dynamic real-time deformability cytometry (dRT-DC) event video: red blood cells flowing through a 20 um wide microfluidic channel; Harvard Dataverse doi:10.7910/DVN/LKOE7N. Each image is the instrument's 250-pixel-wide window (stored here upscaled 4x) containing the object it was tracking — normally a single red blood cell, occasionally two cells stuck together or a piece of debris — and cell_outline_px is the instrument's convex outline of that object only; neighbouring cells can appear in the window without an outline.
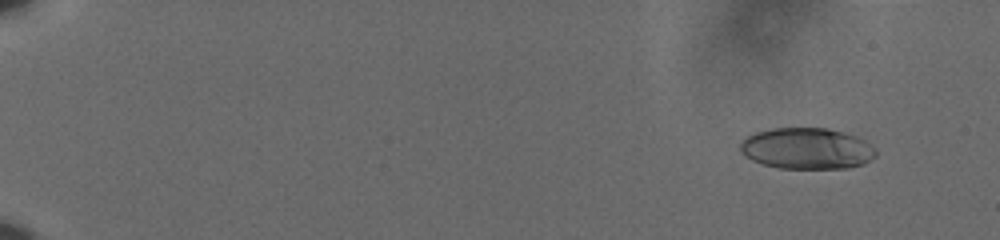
{"species": "human", "species_latin": "Homo sapiens", "temperature_condition": "cold", "stored_images_in_passage": 55, "camera_frame_rate_fps": 3000, "um_per_image_px": 0.085, "donor": {"sex": "male"}, "frame": {"image": 1, "passage_image": 6, "time_ms": 1.667, "image_size_px": [1000, 240], "cell_outline_px": [[876, 156], [864, 164], [848, 168], [780, 168], [764, 164], [752, 160], [740, 152], [740, 144], [748, 136], [756, 132], [772, 128], [828, 128], [856, 136], [864, 140], [876, 148]], "centroid_in_image_um": [68.61, 12.62], "position_along_channel_um": 16.4, "area_um2": 32.54}}
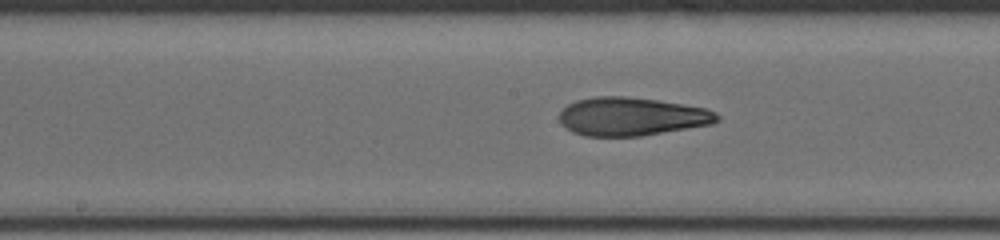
{"frame": {"image": 2, "passage_image": 35, "time_ms": 11.333, "image_size_px": [1000, 240], "cell_outline_px": [[720, 120], [712, 124], [640, 136], [584, 136], [572, 132], [560, 124], [560, 112], [568, 104], [576, 100], [596, 96], [628, 96], [660, 100], [684, 104], [704, 108], [716, 112], [720, 116]], "centroid_in_image_um": [53.68, 9.9], "position_along_channel_um": 194.5, "area_um2": 35.43}}
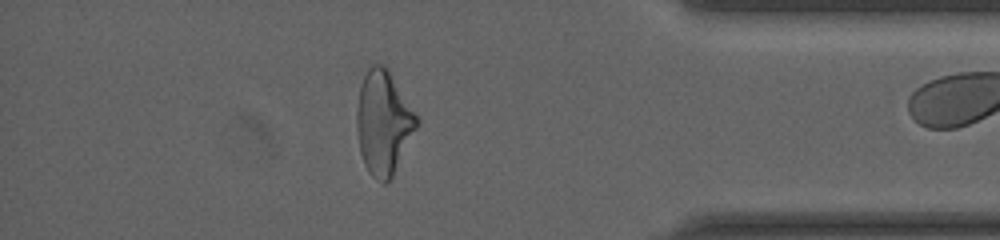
{"frame": {"image": 3, "passage_image": 54, "time_ms": 17.667, "image_size_px": [1000, 240], "cell_outline_px": [[420, 120], [392, 176], [384, 184], [376, 180], [368, 172], [364, 164], [360, 152], [356, 128], [356, 112], [360, 84], [368, 68], [372, 64], [384, 64], [388, 68]], "centroid_in_image_um": [32.57, 10.4], "position_along_channel_um": 402.6, "area_um2": 36.18}}